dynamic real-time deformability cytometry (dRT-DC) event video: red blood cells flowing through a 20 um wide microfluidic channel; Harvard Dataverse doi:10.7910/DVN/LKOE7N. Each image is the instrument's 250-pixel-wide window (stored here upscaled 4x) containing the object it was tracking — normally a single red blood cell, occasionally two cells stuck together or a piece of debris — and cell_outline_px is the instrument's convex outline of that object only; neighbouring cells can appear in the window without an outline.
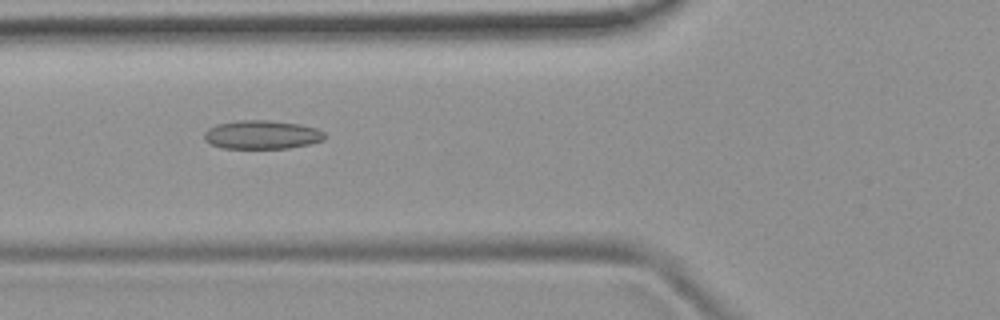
{"species": "common noctule bat (a hibernating species)", "species_latin": "Nyctalus noctula", "temperature_condition": "room temperature", "stored_images_in_passage": 54, "camera_frame_rate_fps": 3000, "um_per_image_px": 0.085, "animal": {"sex": "female", "body_mass_g": 19.9}, "frame": {"image": 1, "passage_image": 20, "time_ms": 6.333, "image_size_px": [1000, 320], "cell_outline_px": [[328, 136], [324, 140], [308, 144], [288, 148], [224, 148], [208, 144], [204, 140], [204, 132], [208, 128], [216, 124], [236, 120], [268, 120], [300, 124], [316, 128], [324, 132]], "centroid_in_image_um": [22.24, 11.44], "position_along_channel_um": 103.6, "area_um2": 20.35}}
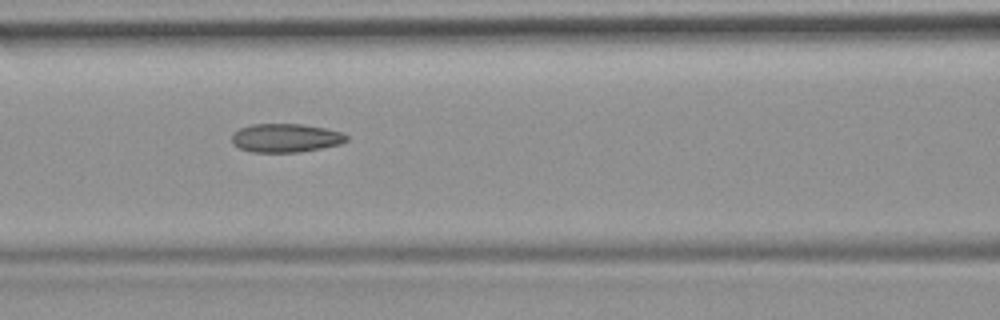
{"frame": {"image": 2, "passage_image": 23, "time_ms": 7.333, "image_size_px": [1000, 320], "cell_outline_px": [[348, 140], [340, 144], [300, 152], [252, 152], [240, 148], [232, 144], [232, 136], [240, 128], [252, 124], [300, 124], [324, 128], [344, 132], [348, 136]], "centroid_in_image_um": [24.3, 11.72], "position_along_channel_um": 142.3, "area_um2": 19.07}}
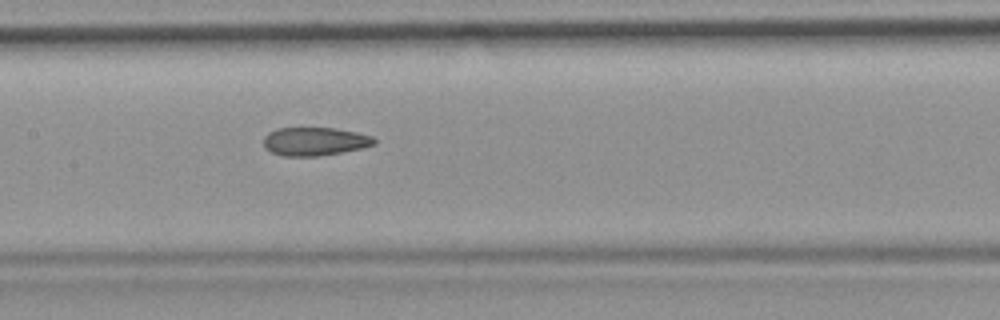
{"frame": {"image": 3, "passage_image": 26, "time_ms": 8.333, "image_size_px": [1000, 320], "cell_outline_px": [[376, 144], [364, 148], [316, 156], [284, 156], [272, 152], [264, 148], [264, 136], [268, 132], [276, 128], [332, 128], [356, 132], [372, 136], [376, 140]], "centroid_in_image_um": [26.74, 12.02], "position_along_channel_um": 180.7, "area_um2": 18.26}}